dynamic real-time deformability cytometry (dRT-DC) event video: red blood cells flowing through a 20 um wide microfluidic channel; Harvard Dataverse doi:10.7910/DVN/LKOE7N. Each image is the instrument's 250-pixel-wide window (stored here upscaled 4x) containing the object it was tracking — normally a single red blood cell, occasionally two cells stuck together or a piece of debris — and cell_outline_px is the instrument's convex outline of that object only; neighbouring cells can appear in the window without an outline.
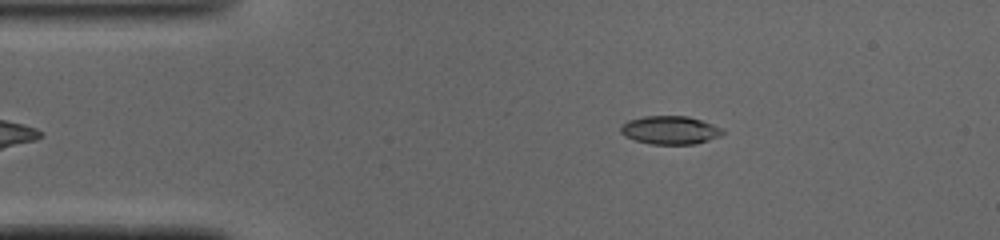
{"species": "common noctule bat (a hibernating species)", "species_latin": "Nyctalus noctula", "temperature_condition": "cold", "stored_images_in_passage": 42, "camera_frame_rate_fps": 3000, "um_per_image_px": 0.085, "animal": {"sex": "male", "body_mass_g": 19.0, "forearm_length_mm": 50.8}, "frame": {"image": 1, "passage_image": 2, "time_ms": 0.333, "image_size_px": [1000, 240], "cell_outline_px": [[724, 132], [720, 136], [696, 144], [652, 144], [636, 140], [624, 136], [620, 132], [620, 124], [628, 120], [644, 116], [688, 116], [700, 120], [720, 128]], "centroid_in_image_um": [56.9, 11.06], "position_along_channel_um": 28.1, "area_um2": 16.7}}
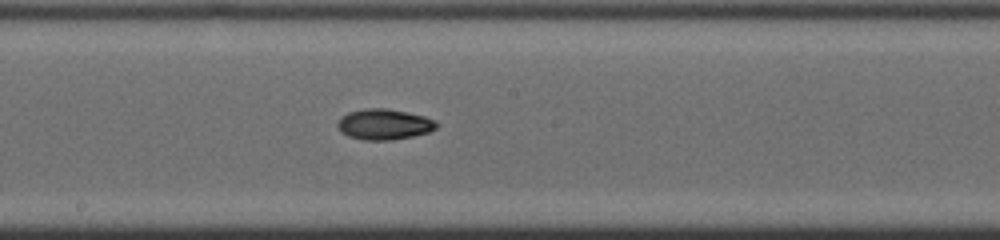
{"frame": {"image": 2, "passage_image": 19, "time_ms": 6.0, "image_size_px": [1000, 240], "cell_outline_px": [[440, 124], [436, 128], [428, 132], [412, 136], [392, 140], [364, 140], [348, 136], [340, 132], [336, 124], [340, 116], [348, 112], [364, 108], [388, 108], [408, 112], [424, 116], [436, 120]], "centroid_in_image_um": [32.64, 10.55], "position_along_channel_um": 215.6, "area_um2": 17.98}}
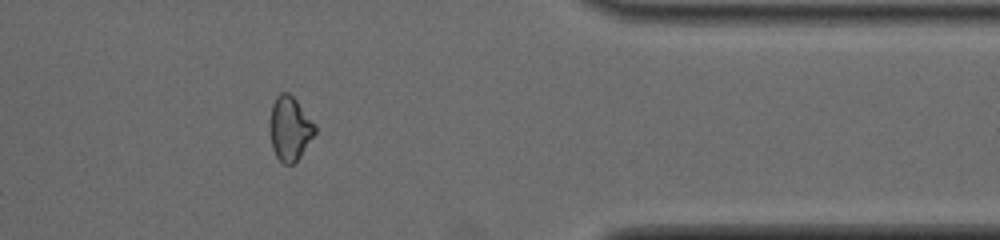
{"frame": {"image": 3, "passage_image": 33, "time_ms": 10.667, "image_size_px": [1000, 240], "cell_outline_px": [[316, 132], [300, 156], [292, 164], [284, 164], [276, 156], [272, 148], [268, 128], [268, 124], [272, 104], [276, 96], [280, 92], [288, 92], [296, 100], [316, 124]], "centroid_in_image_um": [24.61, 10.9], "position_along_channel_um": 386.8, "area_um2": 17.05}, "authors_computed_cell_mechanics": {"area_um2": 16.9354, "velocity_mm_per_s": 4.1274, "shape_relaxation_time_tau1_ms": 3.4689, "shape_relaxation_time_tau2_ms": null, "deformation_change_tau1": 0.1328, "deformation_change_tau2": null}}